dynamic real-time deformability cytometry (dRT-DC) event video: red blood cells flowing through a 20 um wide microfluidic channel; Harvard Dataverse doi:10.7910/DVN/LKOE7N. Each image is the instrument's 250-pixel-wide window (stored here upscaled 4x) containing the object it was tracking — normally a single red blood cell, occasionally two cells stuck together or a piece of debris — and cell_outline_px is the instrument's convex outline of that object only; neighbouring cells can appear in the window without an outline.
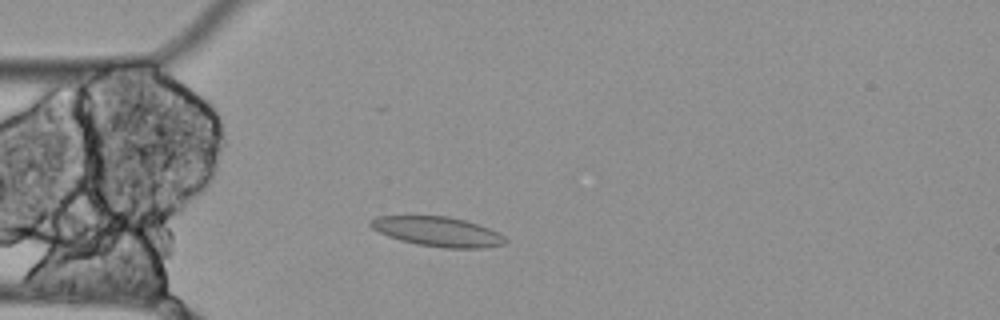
{"species": "Egyptian fruit bat (a non-hibernating species)", "species_latin": "Rousettus aegyptiacus", "temperature_condition": "cold", "stored_images_in_passage": 52, "camera_frame_rate_fps": 3000, "um_per_image_px": 0.085, "animal": {"sex": "female"}, "frame": {"image": 1, "passage_image": 11, "time_ms": 3.333, "image_size_px": [1000, 320], "cell_outline_px": [[508, 240], [504, 244], [484, 248], [444, 248], [416, 244], [400, 240], [388, 236], [372, 228], [368, 224], [368, 220], [376, 216], [448, 216], [464, 220], [488, 228], [504, 236]], "centroid_in_image_um": [37.17, 19.69], "position_along_channel_um": 47.8, "area_um2": 23.24}}
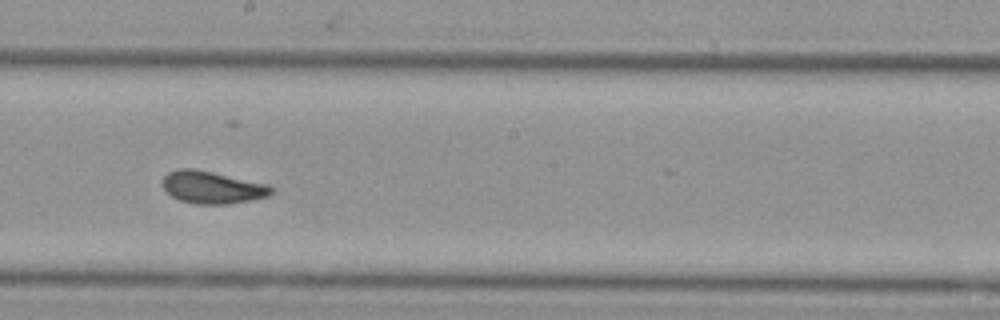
{"frame": {"image": 2, "passage_image": 27, "time_ms": 8.667, "image_size_px": [1000, 320], "cell_outline_px": [[272, 192], [268, 196], [228, 204], [196, 204], [180, 200], [172, 196], [164, 188], [164, 176], [168, 172], [180, 168], [196, 168], [268, 184], [272, 188]], "centroid_in_image_um": [18.04, 15.91], "position_along_channel_um": 230.2, "area_um2": 20.35}}
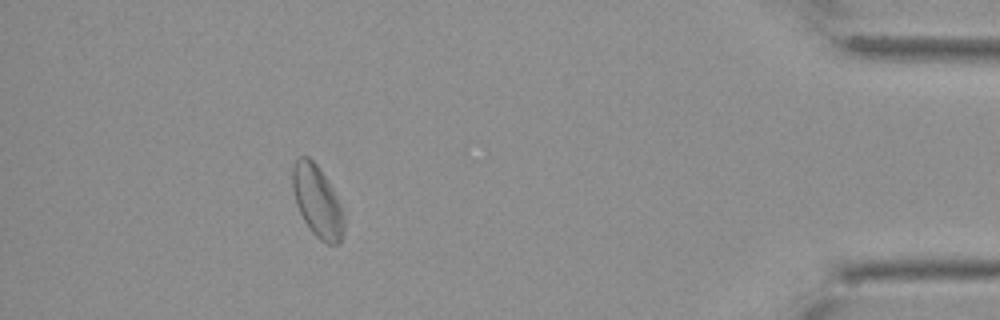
{"frame": {"image": 3, "passage_image": 47, "time_ms": 15.333, "image_size_px": [1000, 320], "cell_outline_px": [[344, 232], [340, 240], [336, 244], [328, 244], [320, 240], [312, 232], [304, 220], [296, 204], [292, 188], [292, 168], [296, 156], [308, 156], [320, 168], [328, 180], [344, 212]], "centroid_in_image_um": [26.96, 17.08], "position_along_channel_um": 408.2, "area_um2": 21.56}, "authors_computed_cell_mechanics": {"area_um2": 20.9525, "velocity_mm_per_s": 3.4614, "shape_relaxation_time_tau1_ms": 0.026, "shape_relaxation_time_tau2_ms": 2.3249, "deformation_change_tau1": 0.0244, "deformation_change_tau2": 0.0811}}